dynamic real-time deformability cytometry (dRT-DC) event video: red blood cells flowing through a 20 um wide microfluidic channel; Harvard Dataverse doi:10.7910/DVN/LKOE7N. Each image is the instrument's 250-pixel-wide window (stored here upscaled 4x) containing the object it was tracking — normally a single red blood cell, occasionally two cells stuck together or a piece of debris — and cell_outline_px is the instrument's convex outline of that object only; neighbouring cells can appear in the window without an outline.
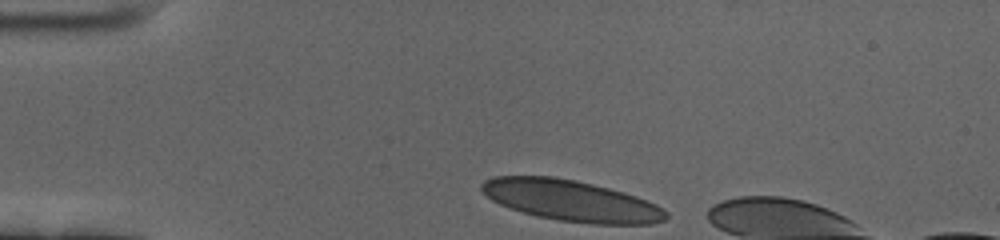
{"species": "human", "species_latin": "Homo sapiens", "temperature_condition": "cold", "stored_images_in_passage": 37, "camera_frame_rate_fps": 3000, "um_per_image_px": 0.085, "donor": {"sex": "female"}, "frame": {"image": 1, "passage_image": 1, "time_ms": 0.0, "image_size_px": [1000, 240], "cell_outline_px": [[668, 216], [664, 220], [652, 224], [592, 224], [560, 220], [540, 216], [508, 208], [492, 200], [480, 188], [480, 184], [484, 180], [492, 176], [552, 176], [576, 180], [624, 192], [636, 196], [656, 204], [668, 212]], "centroid_in_image_um": [48.55, 17.05], "position_along_channel_um": 36.5, "area_um2": 43.93}}
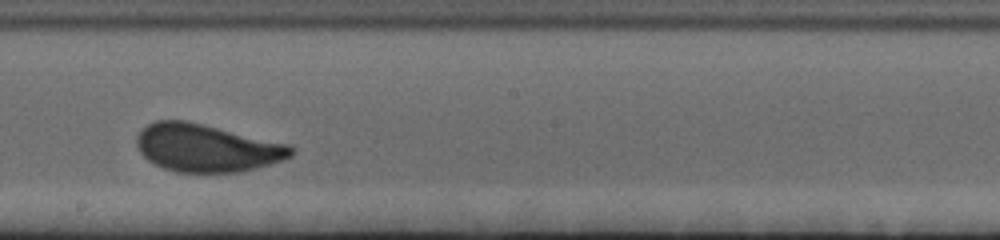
{"frame": {"image": 2, "passage_image": 22, "time_ms": 7.0, "image_size_px": [1000, 240], "cell_outline_px": [[296, 152], [292, 156], [256, 168], [240, 172], [176, 172], [164, 168], [148, 160], [140, 152], [136, 144], [136, 136], [148, 124], [156, 120], [188, 120], [288, 144], [296, 148]], "centroid_in_image_um": [17.57, 12.56], "position_along_channel_um": 230.6, "area_um2": 42.89}}
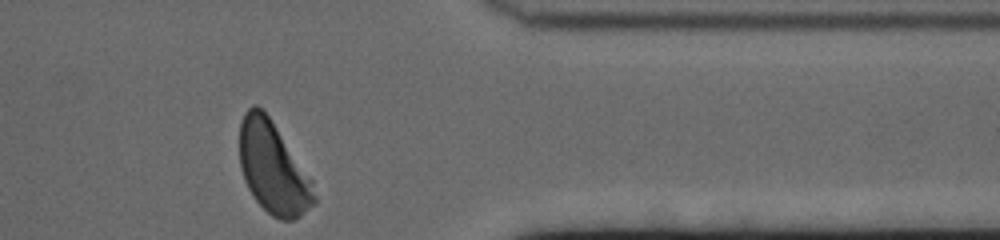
{"frame": {"image": 3, "passage_image": 37, "time_ms": 12.0, "image_size_px": [1000, 240], "cell_outline_px": [[316, 204], [300, 216], [292, 220], [280, 220], [272, 216], [256, 200], [248, 188], [244, 180], [240, 168], [240, 124], [244, 112], [252, 104], [256, 104], [268, 116], [312, 180], [316, 196]], "centroid_in_image_um": [23.21, 14.31], "position_along_channel_um": 388.2, "area_um2": 39.48}, "authors_computed_cell_mechanics": {"area_um2": 42.8876, "velocity_mm_per_s": 3.4163, "shape_relaxation_time_tau1_ms": 3.9697, "shape_relaxation_time_tau2_ms": null, "deformation_change_tau1": 0.1411, "deformation_change_tau2": null}}